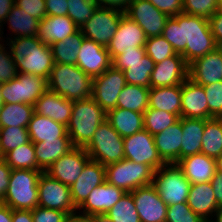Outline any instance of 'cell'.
Masks as SVG:
<instances>
[{"label": "cell", "instance_id": "cell-1", "mask_svg": "<svg viewBox=\"0 0 222 222\" xmlns=\"http://www.w3.org/2000/svg\"><path fill=\"white\" fill-rule=\"evenodd\" d=\"M6 40L19 73L49 79L55 64L51 46L43 43L39 37H8Z\"/></svg>", "mask_w": 222, "mask_h": 222}, {"label": "cell", "instance_id": "cell-2", "mask_svg": "<svg viewBox=\"0 0 222 222\" xmlns=\"http://www.w3.org/2000/svg\"><path fill=\"white\" fill-rule=\"evenodd\" d=\"M107 113L92 97L73 102L67 133L74 147L85 148Z\"/></svg>", "mask_w": 222, "mask_h": 222}, {"label": "cell", "instance_id": "cell-3", "mask_svg": "<svg viewBox=\"0 0 222 222\" xmlns=\"http://www.w3.org/2000/svg\"><path fill=\"white\" fill-rule=\"evenodd\" d=\"M93 78L77 65L54 64L48 79V90L77 101L92 96Z\"/></svg>", "mask_w": 222, "mask_h": 222}, {"label": "cell", "instance_id": "cell-4", "mask_svg": "<svg viewBox=\"0 0 222 222\" xmlns=\"http://www.w3.org/2000/svg\"><path fill=\"white\" fill-rule=\"evenodd\" d=\"M179 24H183L184 33V52L181 55L188 65L217 48L208 19L181 13Z\"/></svg>", "mask_w": 222, "mask_h": 222}, {"label": "cell", "instance_id": "cell-5", "mask_svg": "<svg viewBox=\"0 0 222 222\" xmlns=\"http://www.w3.org/2000/svg\"><path fill=\"white\" fill-rule=\"evenodd\" d=\"M42 170L12 169L3 203L12 210H33L38 206V179Z\"/></svg>", "mask_w": 222, "mask_h": 222}, {"label": "cell", "instance_id": "cell-6", "mask_svg": "<svg viewBox=\"0 0 222 222\" xmlns=\"http://www.w3.org/2000/svg\"><path fill=\"white\" fill-rule=\"evenodd\" d=\"M155 170L147 165L128 159L105 166L106 182L125 192L152 184Z\"/></svg>", "mask_w": 222, "mask_h": 222}, {"label": "cell", "instance_id": "cell-7", "mask_svg": "<svg viewBox=\"0 0 222 222\" xmlns=\"http://www.w3.org/2000/svg\"><path fill=\"white\" fill-rule=\"evenodd\" d=\"M152 185L168 206L187 202L191 187L177 163L164 164L156 169Z\"/></svg>", "mask_w": 222, "mask_h": 222}, {"label": "cell", "instance_id": "cell-8", "mask_svg": "<svg viewBox=\"0 0 222 222\" xmlns=\"http://www.w3.org/2000/svg\"><path fill=\"white\" fill-rule=\"evenodd\" d=\"M91 160L99 162L103 166L123 160L124 143L121 137L105 120L94 133L89 144L84 148Z\"/></svg>", "mask_w": 222, "mask_h": 222}, {"label": "cell", "instance_id": "cell-9", "mask_svg": "<svg viewBox=\"0 0 222 222\" xmlns=\"http://www.w3.org/2000/svg\"><path fill=\"white\" fill-rule=\"evenodd\" d=\"M47 90L48 79L26 73H18L16 78L0 84L4 104L23 103L34 106Z\"/></svg>", "mask_w": 222, "mask_h": 222}, {"label": "cell", "instance_id": "cell-10", "mask_svg": "<svg viewBox=\"0 0 222 222\" xmlns=\"http://www.w3.org/2000/svg\"><path fill=\"white\" fill-rule=\"evenodd\" d=\"M38 206L66 212L70 217L77 213L71 198L70 187L42 172L38 179Z\"/></svg>", "mask_w": 222, "mask_h": 222}, {"label": "cell", "instance_id": "cell-11", "mask_svg": "<svg viewBox=\"0 0 222 222\" xmlns=\"http://www.w3.org/2000/svg\"><path fill=\"white\" fill-rule=\"evenodd\" d=\"M124 14L125 12L116 9L97 7L80 30L85 38L107 47Z\"/></svg>", "mask_w": 222, "mask_h": 222}, {"label": "cell", "instance_id": "cell-12", "mask_svg": "<svg viewBox=\"0 0 222 222\" xmlns=\"http://www.w3.org/2000/svg\"><path fill=\"white\" fill-rule=\"evenodd\" d=\"M123 71L111 66L93 78L92 98L107 113L117 107L119 94L126 85Z\"/></svg>", "mask_w": 222, "mask_h": 222}, {"label": "cell", "instance_id": "cell-13", "mask_svg": "<svg viewBox=\"0 0 222 222\" xmlns=\"http://www.w3.org/2000/svg\"><path fill=\"white\" fill-rule=\"evenodd\" d=\"M123 143L125 159L136 163L147 164L154 170L165 164L158 154L154 136L146 129L123 138Z\"/></svg>", "mask_w": 222, "mask_h": 222}, {"label": "cell", "instance_id": "cell-14", "mask_svg": "<svg viewBox=\"0 0 222 222\" xmlns=\"http://www.w3.org/2000/svg\"><path fill=\"white\" fill-rule=\"evenodd\" d=\"M125 15L142 28L147 38L162 35L169 18L148 0H131Z\"/></svg>", "mask_w": 222, "mask_h": 222}, {"label": "cell", "instance_id": "cell-15", "mask_svg": "<svg viewBox=\"0 0 222 222\" xmlns=\"http://www.w3.org/2000/svg\"><path fill=\"white\" fill-rule=\"evenodd\" d=\"M89 160L90 157L84 148L74 147L57 159L45 173L71 187Z\"/></svg>", "mask_w": 222, "mask_h": 222}, {"label": "cell", "instance_id": "cell-16", "mask_svg": "<svg viewBox=\"0 0 222 222\" xmlns=\"http://www.w3.org/2000/svg\"><path fill=\"white\" fill-rule=\"evenodd\" d=\"M141 222H166L165 204L152 184L139 187L130 192Z\"/></svg>", "mask_w": 222, "mask_h": 222}, {"label": "cell", "instance_id": "cell-17", "mask_svg": "<svg viewBox=\"0 0 222 222\" xmlns=\"http://www.w3.org/2000/svg\"><path fill=\"white\" fill-rule=\"evenodd\" d=\"M146 40L147 36L142 28L124 14L121 17L116 33L106 48L113 60L116 56L122 54L124 50L145 47Z\"/></svg>", "mask_w": 222, "mask_h": 222}, {"label": "cell", "instance_id": "cell-18", "mask_svg": "<svg viewBox=\"0 0 222 222\" xmlns=\"http://www.w3.org/2000/svg\"><path fill=\"white\" fill-rule=\"evenodd\" d=\"M125 193L124 190L105 181L91 191L86 201L77 209V213L103 217Z\"/></svg>", "mask_w": 222, "mask_h": 222}, {"label": "cell", "instance_id": "cell-19", "mask_svg": "<svg viewBox=\"0 0 222 222\" xmlns=\"http://www.w3.org/2000/svg\"><path fill=\"white\" fill-rule=\"evenodd\" d=\"M189 65L181 54L156 63L150 78V88L181 85L188 78Z\"/></svg>", "mask_w": 222, "mask_h": 222}, {"label": "cell", "instance_id": "cell-20", "mask_svg": "<svg viewBox=\"0 0 222 222\" xmlns=\"http://www.w3.org/2000/svg\"><path fill=\"white\" fill-rule=\"evenodd\" d=\"M76 65L94 78L103 74L112 66V59L105 46L84 38L78 53Z\"/></svg>", "mask_w": 222, "mask_h": 222}, {"label": "cell", "instance_id": "cell-21", "mask_svg": "<svg viewBox=\"0 0 222 222\" xmlns=\"http://www.w3.org/2000/svg\"><path fill=\"white\" fill-rule=\"evenodd\" d=\"M106 181L105 166L94 160H89L79 178L70 187L73 204L78 209L95 188Z\"/></svg>", "mask_w": 222, "mask_h": 222}, {"label": "cell", "instance_id": "cell-22", "mask_svg": "<svg viewBox=\"0 0 222 222\" xmlns=\"http://www.w3.org/2000/svg\"><path fill=\"white\" fill-rule=\"evenodd\" d=\"M188 78L202 86L222 81L221 50L217 47L214 51L190 63Z\"/></svg>", "mask_w": 222, "mask_h": 222}, {"label": "cell", "instance_id": "cell-23", "mask_svg": "<svg viewBox=\"0 0 222 222\" xmlns=\"http://www.w3.org/2000/svg\"><path fill=\"white\" fill-rule=\"evenodd\" d=\"M181 117L208 119V102L204 87L189 78L181 84Z\"/></svg>", "mask_w": 222, "mask_h": 222}, {"label": "cell", "instance_id": "cell-24", "mask_svg": "<svg viewBox=\"0 0 222 222\" xmlns=\"http://www.w3.org/2000/svg\"><path fill=\"white\" fill-rule=\"evenodd\" d=\"M72 100L47 90L34 104V113L48 117L55 122L68 125L73 108Z\"/></svg>", "mask_w": 222, "mask_h": 222}, {"label": "cell", "instance_id": "cell-25", "mask_svg": "<svg viewBox=\"0 0 222 222\" xmlns=\"http://www.w3.org/2000/svg\"><path fill=\"white\" fill-rule=\"evenodd\" d=\"M182 136V117L173 125L154 135L158 154L165 164L177 163L180 160Z\"/></svg>", "mask_w": 222, "mask_h": 222}, {"label": "cell", "instance_id": "cell-26", "mask_svg": "<svg viewBox=\"0 0 222 222\" xmlns=\"http://www.w3.org/2000/svg\"><path fill=\"white\" fill-rule=\"evenodd\" d=\"M177 165L191 184L210 182L216 173V159L203 153L184 157Z\"/></svg>", "mask_w": 222, "mask_h": 222}, {"label": "cell", "instance_id": "cell-27", "mask_svg": "<svg viewBox=\"0 0 222 222\" xmlns=\"http://www.w3.org/2000/svg\"><path fill=\"white\" fill-rule=\"evenodd\" d=\"M78 29V26L67 15H46L39 23L38 37L43 43L50 46L65 40Z\"/></svg>", "mask_w": 222, "mask_h": 222}, {"label": "cell", "instance_id": "cell-28", "mask_svg": "<svg viewBox=\"0 0 222 222\" xmlns=\"http://www.w3.org/2000/svg\"><path fill=\"white\" fill-rule=\"evenodd\" d=\"M187 204L204 220H212L219 208L210 182L191 184Z\"/></svg>", "mask_w": 222, "mask_h": 222}, {"label": "cell", "instance_id": "cell-29", "mask_svg": "<svg viewBox=\"0 0 222 222\" xmlns=\"http://www.w3.org/2000/svg\"><path fill=\"white\" fill-rule=\"evenodd\" d=\"M37 170L45 172L57 159L67 154L74 148L68 133L57 140H45L44 142H33Z\"/></svg>", "mask_w": 222, "mask_h": 222}, {"label": "cell", "instance_id": "cell-30", "mask_svg": "<svg viewBox=\"0 0 222 222\" xmlns=\"http://www.w3.org/2000/svg\"><path fill=\"white\" fill-rule=\"evenodd\" d=\"M106 120L123 138L144 129L143 113L116 107L107 112Z\"/></svg>", "mask_w": 222, "mask_h": 222}, {"label": "cell", "instance_id": "cell-31", "mask_svg": "<svg viewBox=\"0 0 222 222\" xmlns=\"http://www.w3.org/2000/svg\"><path fill=\"white\" fill-rule=\"evenodd\" d=\"M148 108L170 112L181 118V85L150 88Z\"/></svg>", "mask_w": 222, "mask_h": 222}, {"label": "cell", "instance_id": "cell-32", "mask_svg": "<svg viewBox=\"0 0 222 222\" xmlns=\"http://www.w3.org/2000/svg\"><path fill=\"white\" fill-rule=\"evenodd\" d=\"M27 129L32 142L57 140L67 134V126L36 113H33Z\"/></svg>", "mask_w": 222, "mask_h": 222}, {"label": "cell", "instance_id": "cell-33", "mask_svg": "<svg viewBox=\"0 0 222 222\" xmlns=\"http://www.w3.org/2000/svg\"><path fill=\"white\" fill-rule=\"evenodd\" d=\"M205 119H193L182 117V143L180 159L201 153V143L204 134Z\"/></svg>", "mask_w": 222, "mask_h": 222}, {"label": "cell", "instance_id": "cell-34", "mask_svg": "<svg viewBox=\"0 0 222 222\" xmlns=\"http://www.w3.org/2000/svg\"><path fill=\"white\" fill-rule=\"evenodd\" d=\"M9 25L10 38L20 36L38 37L40 20L28 15L27 12L19 8L16 4L10 10L8 16L4 19V24ZM13 36V37H11Z\"/></svg>", "mask_w": 222, "mask_h": 222}, {"label": "cell", "instance_id": "cell-35", "mask_svg": "<svg viewBox=\"0 0 222 222\" xmlns=\"http://www.w3.org/2000/svg\"><path fill=\"white\" fill-rule=\"evenodd\" d=\"M84 38L79 28L65 40L50 45L54 63L76 65L78 53Z\"/></svg>", "mask_w": 222, "mask_h": 222}, {"label": "cell", "instance_id": "cell-36", "mask_svg": "<svg viewBox=\"0 0 222 222\" xmlns=\"http://www.w3.org/2000/svg\"><path fill=\"white\" fill-rule=\"evenodd\" d=\"M149 90L142 86L126 84L117 99V107L144 113L149 105Z\"/></svg>", "mask_w": 222, "mask_h": 222}, {"label": "cell", "instance_id": "cell-37", "mask_svg": "<svg viewBox=\"0 0 222 222\" xmlns=\"http://www.w3.org/2000/svg\"><path fill=\"white\" fill-rule=\"evenodd\" d=\"M33 113L34 106L29 104H4L0 111V127L27 128Z\"/></svg>", "mask_w": 222, "mask_h": 222}, {"label": "cell", "instance_id": "cell-38", "mask_svg": "<svg viewBox=\"0 0 222 222\" xmlns=\"http://www.w3.org/2000/svg\"><path fill=\"white\" fill-rule=\"evenodd\" d=\"M201 153L215 159L222 154V118L205 119Z\"/></svg>", "mask_w": 222, "mask_h": 222}, {"label": "cell", "instance_id": "cell-39", "mask_svg": "<svg viewBox=\"0 0 222 222\" xmlns=\"http://www.w3.org/2000/svg\"><path fill=\"white\" fill-rule=\"evenodd\" d=\"M155 62L145 54L141 61L124 63V77L127 84L142 86L150 89V78Z\"/></svg>", "mask_w": 222, "mask_h": 222}, {"label": "cell", "instance_id": "cell-40", "mask_svg": "<svg viewBox=\"0 0 222 222\" xmlns=\"http://www.w3.org/2000/svg\"><path fill=\"white\" fill-rule=\"evenodd\" d=\"M102 218L104 222H141L130 192H126Z\"/></svg>", "mask_w": 222, "mask_h": 222}, {"label": "cell", "instance_id": "cell-41", "mask_svg": "<svg viewBox=\"0 0 222 222\" xmlns=\"http://www.w3.org/2000/svg\"><path fill=\"white\" fill-rule=\"evenodd\" d=\"M3 159L11 169H37L34 144L31 140L9 151Z\"/></svg>", "mask_w": 222, "mask_h": 222}, {"label": "cell", "instance_id": "cell-42", "mask_svg": "<svg viewBox=\"0 0 222 222\" xmlns=\"http://www.w3.org/2000/svg\"><path fill=\"white\" fill-rule=\"evenodd\" d=\"M30 141L25 127H0V157Z\"/></svg>", "mask_w": 222, "mask_h": 222}, {"label": "cell", "instance_id": "cell-43", "mask_svg": "<svg viewBox=\"0 0 222 222\" xmlns=\"http://www.w3.org/2000/svg\"><path fill=\"white\" fill-rule=\"evenodd\" d=\"M178 119L173 113L153 108H148L143 113L144 129L153 136L173 125Z\"/></svg>", "mask_w": 222, "mask_h": 222}, {"label": "cell", "instance_id": "cell-44", "mask_svg": "<svg viewBox=\"0 0 222 222\" xmlns=\"http://www.w3.org/2000/svg\"><path fill=\"white\" fill-rule=\"evenodd\" d=\"M67 16L81 28L97 9L95 0H67Z\"/></svg>", "mask_w": 222, "mask_h": 222}, {"label": "cell", "instance_id": "cell-45", "mask_svg": "<svg viewBox=\"0 0 222 222\" xmlns=\"http://www.w3.org/2000/svg\"><path fill=\"white\" fill-rule=\"evenodd\" d=\"M145 50L155 64L176 54L172 45L162 35L147 38Z\"/></svg>", "mask_w": 222, "mask_h": 222}, {"label": "cell", "instance_id": "cell-46", "mask_svg": "<svg viewBox=\"0 0 222 222\" xmlns=\"http://www.w3.org/2000/svg\"><path fill=\"white\" fill-rule=\"evenodd\" d=\"M162 36L172 45L177 54L184 52L183 24H179V14L167 19Z\"/></svg>", "mask_w": 222, "mask_h": 222}, {"label": "cell", "instance_id": "cell-47", "mask_svg": "<svg viewBox=\"0 0 222 222\" xmlns=\"http://www.w3.org/2000/svg\"><path fill=\"white\" fill-rule=\"evenodd\" d=\"M219 10V0H183V12L210 19Z\"/></svg>", "mask_w": 222, "mask_h": 222}, {"label": "cell", "instance_id": "cell-48", "mask_svg": "<svg viewBox=\"0 0 222 222\" xmlns=\"http://www.w3.org/2000/svg\"><path fill=\"white\" fill-rule=\"evenodd\" d=\"M203 87L208 102V119L222 118V81Z\"/></svg>", "mask_w": 222, "mask_h": 222}, {"label": "cell", "instance_id": "cell-49", "mask_svg": "<svg viewBox=\"0 0 222 222\" xmlns=\"http://www.w3.org/2000/svg\"><path fill=\"white\" fill-rule=\"evenodd\" d=\"M0 42V84L7 83L18 76L16 61L13 59L6 43ZM7 48V50H6Z\"/></svg>", "mask_w": 222, "mask_h": 222}, {"label": "cell", "instance_id": "cell-50", "mask_svg": "<svg viewBox=\"0 0 222 222\" xmlns=\"http://www.w3.org/2000/svg\"><path fill=\"white\" fill-rule=\"evenodd\" d=\"M199 215L195 214L187 202L167 206L166 222H203Z\"/></svg>", "mask_w": 222, "mask_h": 222}, {"label": "cell", "instance_id": "cell-51", "mask_svg": "<svg viewBox=\"0 0 222 222\" xmlns=\"http://www.w3.org/2000/svg\"><path fill=\"white\" fill-rule=\"evenodd\" d=\"M33 222H69L70 216L63 211L37 206L32 210Z\"/></svg>", "mask_w": 222, "mask_h": 222}, {"label": "cell", "instance_id": "cell-52", "mask_svg": "<svg viewBox=\"0 0 222 222\" xmlns=\"http://www.w3.org/2000/svg\"><path fill=\"white\" fill-rule=\"evenodd\" d=\"M15 4L40 21L47 15L45 0H15Z\"/></svg>", "mask_w": 222, "mask_h": 222}, {"label": "cell", "instance_id": "cell-53", "mask_svg": "<svg viewBox=\"0 0 222 222\" xmlns=\"http://www.w3.org/2000/svg\"><path fill=\"white\" fill-rule=\"evenodd\" d=\"M145 54H146L145 47L124 50L122 54L116 56L112 60V66L116 69L123 71L124 63H135L141 61V59Z\"/></svg>", "mask_w": 222, "mask_h": 222}, {"label": "cell", "instance_id": "cell-54", "mask_svg": "<svg viewBox=\"0 0 222 222\" xmlns=\"http://www.w3.org/2000/svg\"><path fill=\"white\" fill-rule=\"evenodd\" d=\"M158 10L166 13L169 17L183 12V0H148Z\"/></svg>", "mask_w": 222, "mask_h": 222}, {"label": "cell", "instance_id": "cell-55", "mask_svg": "<svg viewBox=\"0 0 222 222\" xmlns=\"http://www.w3.org/2000/svg\"><path fill=\"white\" fill-rule=\"evenodd\" d=\"M208 21L216 45L219 47L222 45V11L218 10Z\"/></svg>", "mask_w": 222, "mask_h": 222}, {"label": "cell", "instance_id": "cell-56", "mask_svg": "<svg viewBox=\"0 0 222 222\" xmlns=\"http://www.w3.org/2000/svg\"><path fill=\"white\" fill-rule=\"evenodd\" d=\"M11 171L12 169L8 166L6 161L0 157V203H3L4 196L8 189Z\"/></svg>", "mask_w": 222, "mask_h": 222}, {"label": "cell", "instance_id": "cell-57", "mask_svg": "<svg viewBox=\"0 0 222 222\" xmlns=\"http://www.w3.org/2000/svg\"><path fill=\"white\" fill-rule=\"evenodd\" d=\"M46 12L50 16H66L68 10L67 0H45Z\"/></svg>", "mask_w": 222, "mask_h": 222}, {"label": "cell", "instance_id": "cell-58", "mask_svg": "<svg viewBox=\"0 0 222 222\" xmlns=\"http://www.w3.org/2000/svg\"><path fill=\"white\" fill-rule=\"evenodd\" d=\"M100 8L116 9L125 12L131 0H95Z\"/></svg>", "mask_w": 222, "mask_h": 222}, {"label": "cell", "instance_id": "cell-59", "mask_svg": "<svg viewBox=\"0 0 222 222\" xmlns=\"http://www.w3.org/2000/svg\"><path fill=\"white\" fill-rule=\"evenodd\" d=\"M214 196L219 207H222V172L216 171L210 181Z\"/></svg>", "mask_w": 222, "mask_h": 222}, {"label": "cell", "instance_id": "cell-60", "mask_svg": "<svg viewBox=\"0 0 222 222\" xmlns=\"http://www.w3.org/2000/svg\"><path fill=\"white\" fill-rule=\"evenodd\" d=\"M15 4V0H0V34L2 37V41L5 42L6 40L3 39V23L4 19L8 16L10 13L11 8Z\"/></svg>", "mask_w": 222, "mask_h": 222}, {"label": "cell", "instance_id": "cell-61", "mask_svg": "<svg viewBox=\"0 0 222 222\" xmlns=\"http://www.w3.org/2000/svg\"><path fill=\"white\" fill-rule=\"evenodd\" d=\"M12 222H33L31 210H12Z\"/></svg>", "mask_w": 222, "mask_h": 222}, {"label": "cell", "instance_id": "cell-62", "mask_svg": "<svg viewBox=\"0 0 222 222\" xmlns=\"http://www.w3.org/2000/svg\"><path fill=\"white\" fill-rule=\"evenodd\" d=\"M69 222H104V220L99 216H84L75 213L70 217Z\"/></svg>", "mask_w": 222, "mask_h": 222}, {"label": "cell", "instance_id": "cell-63", "mask_svg": "<svg viewBox=\"0 0 222 222\" xmlns=\"http://www.w3.org/2000/svg\"><path fill=\"white\" fill-rule=\"evenodd\" d=\"M0 222H12V209L0 203Z\"/></svg>", "mask_w": 222, "mask_h": 222}, {"label": "cell", "instance_id": "cell-64", "mask_svg": "<svg viewBox=\"0 0 222 222\" xmlns=\"http://www.w3.org/2000/svg\"><path fill=\"white\" fill-rule=\"evenodd\" d=\"M215 217V218H214ZM213 222H222V207H219L218 210L213 215Z\"/></svg>", "mask_w": 222, "mask_h": 222}, {"label": "cell", "instance_id": "cell-65", "mask_svg": "<svg viewBox=\"0 0 222 222\" xmlns=\"http://www.w3.org/2000/svg\"><path fill=\"white\" fill-rule=\"evenodd\" d=\"M216 171L222 172V154L216 158Z\"/></svg>", "mask_w": 222, "mask_h": 222}, {"label": "cell", "instance_id": "cell-66", "mask_svg": "<svg viewBox=\"0 0 222 222\" xmlns=\"http://www.w3.org/2000/svg\"><path fill=\"white\" fill-rule=\"evenodd\" d=\"M3 105H4V101H3V98L1 96V91H0V111Z\"/></svg>", "mask_w": 222, "mask_h": 222}, {"label": "cell", "instance_id": "cell-67", "mask_svg": "<svg viewBox=\"0 0 222 222\" xmlns=\"http://www.w3.org/2000/svg\"><path fill=\"white\" fill-rule=\"evenodd\" d=\"M219 10L222 11V0H219Z\"/></svg>", "mask_w": 222, "mask_h": 222}, {"label": "cell", "instance_id": "cell-68", "mask_svg": "<svg viewBox=\"0 0 222 222\" xmlns=\"http://www.w3.org/2000/svg\"><path fill=\"white\" fill-rule=\"evenodd\" d=\"M203 222H213V221L210 219V220H204Z\"/></svg>", "mask_w": 222, "mask_h": 222}, {"label": "cell", "instance_id": "cell-69", "mask_svg": "<svg viewBox=\"0 0 222 222\" xmlns=\"http://www.w3.org/2000/svg\"><path fill=\"white\" fill-rule=\"evenodd\" d=\"M218 48L221 50V53H222V45H221V46H219Z\"/></svg>", "mask_w": 222, "mask_h": 222}]
</instances>
